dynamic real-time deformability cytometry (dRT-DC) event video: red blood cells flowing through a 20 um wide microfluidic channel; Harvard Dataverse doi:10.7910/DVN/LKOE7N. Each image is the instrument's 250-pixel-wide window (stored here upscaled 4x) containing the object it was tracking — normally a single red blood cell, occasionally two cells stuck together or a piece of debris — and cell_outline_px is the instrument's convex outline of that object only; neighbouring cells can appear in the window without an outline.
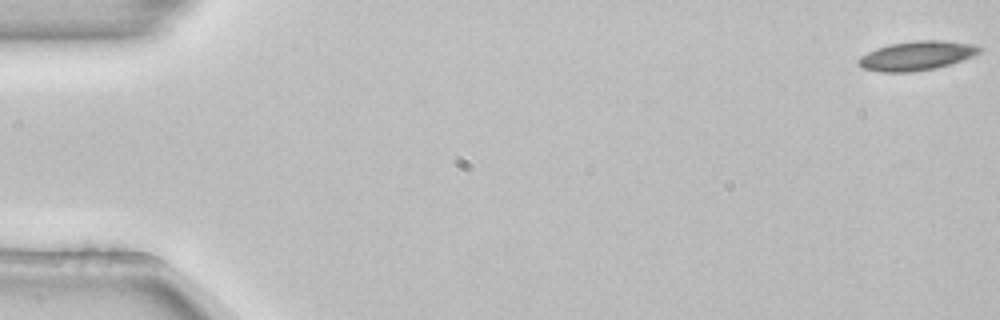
{"species": "common noctule bat (a hibernating species)", "species_latin": "Nyctalus noctula", "temperature_condition": "room temperature", "stored_images_in_passage": 54, "camera_frame_rate_fps": 3000, "um_per_image_px": 0.085, "animal": {"sex": "female", "body_mass_g": 22.7, "forearm_length_mm": 54.2}, "frame": {"image": 1, "passage_image": 1, "time_ms": 0.0, "image_size_px": [1000, 320], "cell_outline_px": [[984, 48], [980, 52], [972, 56], [936, 68], [912, 72], [880, 72], [864, 68], [856, 64], [856, 60], [860, 56], [876, 48], [892, 44], [916, 40], [944, 40], [972, 44]], "centroid_in_image_um": [77.89, 4.73], "position_along_channel_um": 7.1, "area_um2": 20.52}}
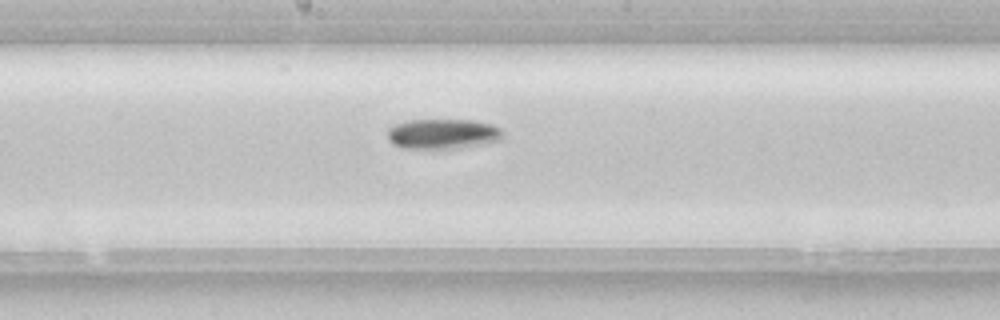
{"frame": {"image": 2, "passage_image": 29, "time_ms": 9.333, "image_size_px": [1000, 320], "cell_outline_px": [[504, 136], [500, 140], [460, 148], [404, 148], [392, 144], [388, 140], [388, 128], [396, 124], [408, 120], [472, 120], [492, 124], [500, 128], [504, 132]], "centroid_in_image_um": [37.65, 11.37], "position_along_channel_um": 210.6, "area_um2": 20.23}}
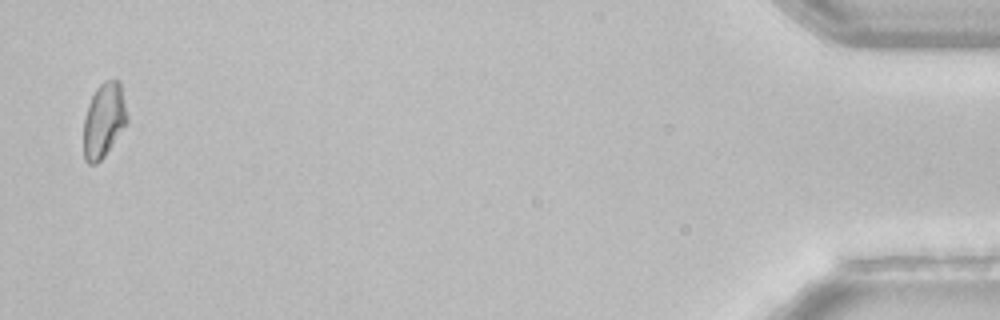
{"frame": {"image": 3, "passage_image": 53, "time_ms": 17.333, "image_size_px": [1000, 320], "cell_outline_px": [[128, 124], [104, 156], [96, 164], [88, 164], [84, 160], [84, 116], [88, 104], [96, 88], [104, 80], [116, 80], [120, 84], [128, 116]], "centroid_in_image_um": [8.83, 10.24], "position_along_channel_um": 426.4, "area_um2": 19.02}, "authors_computed_cell_mechanics": {"area_um2": 19.7387, "velocity_mm_per_s": 3.8501, "shape_relaxation_time_tau1_ms": 9.0616, "shape_relaxation_time_tau2_ms": null, "deformation_change_tau1": 0.1239, "deformation_change_tau2": null}}